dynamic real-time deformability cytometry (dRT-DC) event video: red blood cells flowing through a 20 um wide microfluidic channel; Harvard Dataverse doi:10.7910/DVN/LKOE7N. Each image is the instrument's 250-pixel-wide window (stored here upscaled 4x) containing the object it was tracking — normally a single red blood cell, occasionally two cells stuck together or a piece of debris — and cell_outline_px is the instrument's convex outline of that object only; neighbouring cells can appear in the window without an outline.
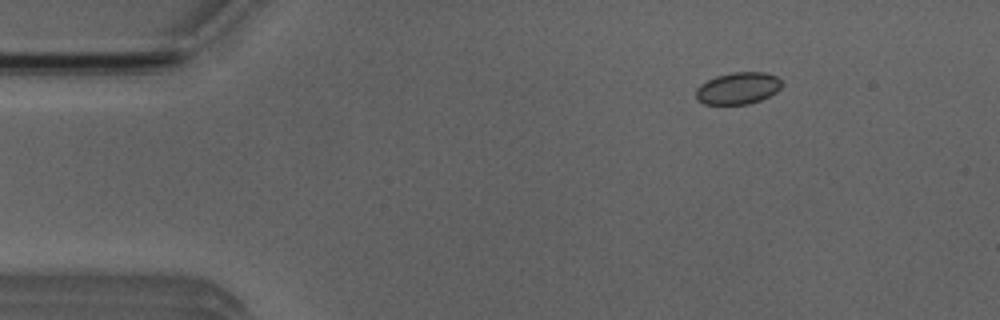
{"species": "Egyptian fruit bat (a non-hibernating species)", "species_latin": "Rousettus aegyptiacus", "temperature_condition": "room temperature", "stored_images_in_passage": 4, "camera_frame_rate_fps": 3000, "um_per_image_px": 0.085, "animal": {"sex": "male"}, "frame": {"image": 1, "passage_image": 2, "time_ms": 2.0, "image_size_px": [1000, 320], "cell_outline_px": [[780, 88], [776, 92], [760, 100], [748, 104], [704, 104], [696, 100], [696, 88], [700, 84], [716, 76], [732, 72], [764, 72], [776, 76], [780, 80]], "centroid_in_image_um": [62.69, 7.5], "position_along_channel_um": 22.3, "area_um2": 15.9}}